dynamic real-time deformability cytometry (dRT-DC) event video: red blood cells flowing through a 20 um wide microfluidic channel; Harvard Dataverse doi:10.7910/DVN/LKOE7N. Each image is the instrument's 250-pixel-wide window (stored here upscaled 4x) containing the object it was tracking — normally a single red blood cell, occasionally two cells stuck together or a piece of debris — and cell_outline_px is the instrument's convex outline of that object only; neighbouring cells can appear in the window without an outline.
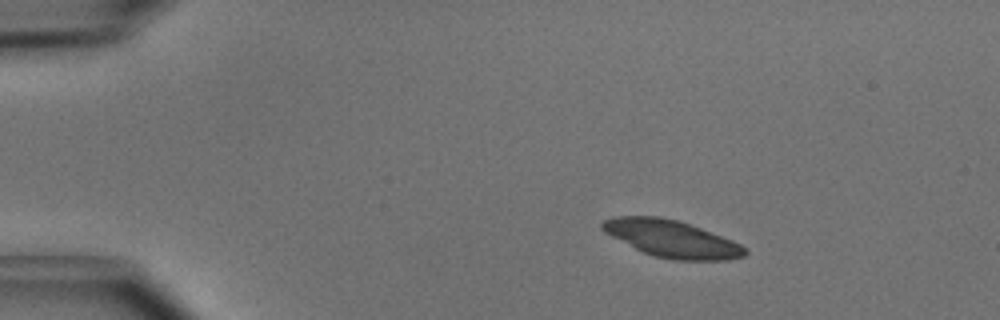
{"species": "common noctule bat (a hibernating species)", "species_latin": "Nyctalus noctula", "temperature_condition": "cold", "stored_images_in_passage": 2, "camera_frame_rate_fps": 3000, "um_per_image_px": 0.085, "animal": {"sex": "male", "body_mass_g": 15.6}, "frame": {"image": 1, "passage_image": 1, "time_ms": 0.0, "image_size_px": [1000, 320], "cell_outline_px": [[748, 252], [744, 256], [728, 260], [676, 260], [656, 256], [644, 252], [604, 232], [600, 228], [600, 224], [604, 220], [616, 216], [660, 216], [680, 220], [732, 240], [740, 244]], "centroid_in_image_um": [57.1, 20.28], "position_along_channel_um": 27.9, "area_um2": 30.52}}